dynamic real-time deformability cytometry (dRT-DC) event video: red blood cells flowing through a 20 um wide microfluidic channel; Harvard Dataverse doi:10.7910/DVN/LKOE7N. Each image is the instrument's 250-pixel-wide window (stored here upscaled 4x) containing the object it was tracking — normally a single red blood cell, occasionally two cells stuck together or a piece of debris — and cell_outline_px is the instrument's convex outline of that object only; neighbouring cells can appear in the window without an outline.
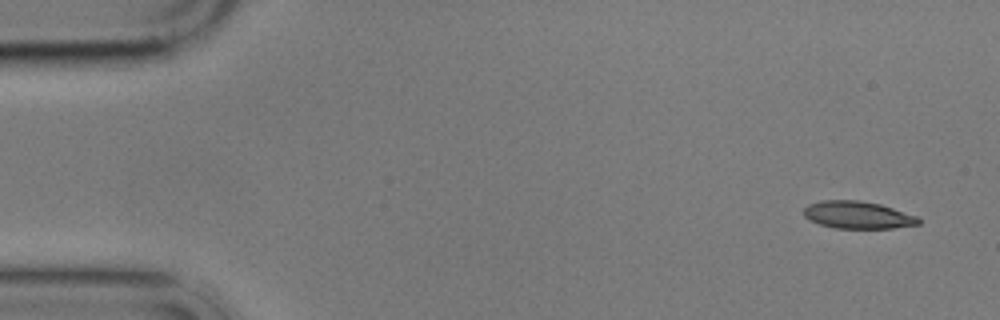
{"species": "common noctule bat (a hibernating species)", "species_latin": "Nyctalus noctula", "temperature_condition": "cold", "stored_images_in_passage": 3, "camera_frame_rate_fps": 3000, "um_per_image_px": 0.085, "animal": {"sex": "male", "body_mass_g": 17.9}, "frame": {"image": 1, "passage_image": 1, "time_ms": 0.0, "image_size_px": [1000, 320], "cell_outline_px": [[920, 224], [892, 228], [836, 228], [820, 224], [804, 216], [804, 208], [808, 204], [820, 200], [860, 200], [880, 204], [916, 216], [920, 220]], "centroid_in_image_um": [72.89, 18.26], "position_along_channel_um": 12.1, "area_um2": 18.15}}